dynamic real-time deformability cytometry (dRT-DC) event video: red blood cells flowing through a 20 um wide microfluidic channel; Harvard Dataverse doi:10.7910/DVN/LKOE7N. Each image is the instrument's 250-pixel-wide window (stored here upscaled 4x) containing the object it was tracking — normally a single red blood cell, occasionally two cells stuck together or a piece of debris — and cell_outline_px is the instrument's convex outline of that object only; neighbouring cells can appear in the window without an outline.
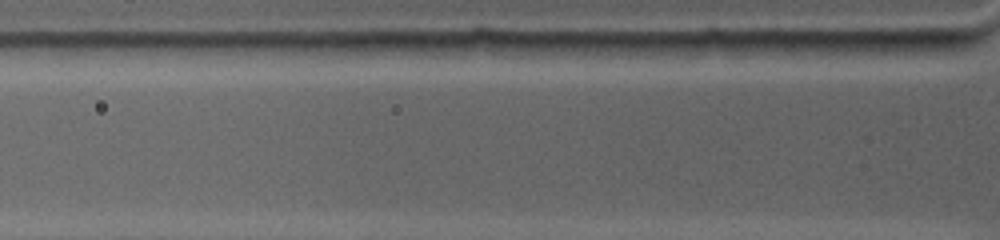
{"species": "common noctule bat (a hibernating species)", "species_latin": "Nyctalus noctula", "temperature_condition": "warm", "stored_images_in_passage": 4, "camera_frame_rate_fps": 4500, "um_per_image_px": 0.085, "animal": {"sex": "female", "body_mass_g": 19.0, "forearm_length_mm": 53.3}, "frame": {"image": 1, "passage_image": 4, "time_ms": 2.222, "image_size_px": [1000, 240], "cell_outline_px": [[964, 40], [956, 56], [912, 56], [876, 52], [852, 40]], "centroid_in_image_um": [77.73, 4.01], "position_along_channel_um": 48.1, "area_um2": 10.23}}